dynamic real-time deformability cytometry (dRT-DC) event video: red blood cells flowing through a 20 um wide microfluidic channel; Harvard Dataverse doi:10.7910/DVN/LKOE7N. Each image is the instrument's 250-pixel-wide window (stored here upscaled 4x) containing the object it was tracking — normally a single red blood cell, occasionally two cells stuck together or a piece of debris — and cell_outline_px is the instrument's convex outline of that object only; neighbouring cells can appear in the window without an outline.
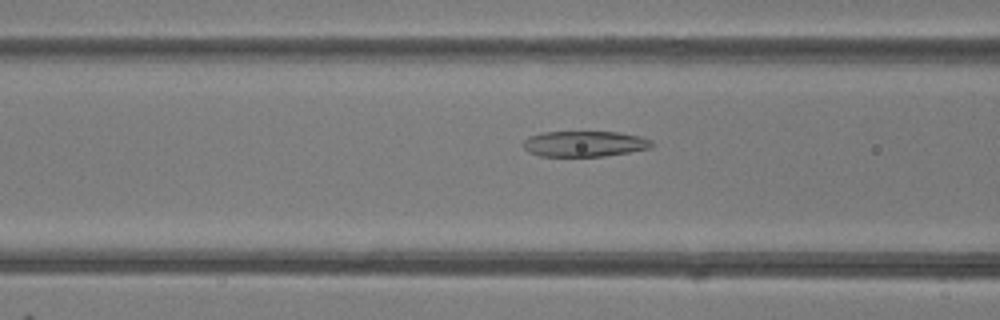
{"species": "common noctule bat (a hibernating species)", "species_latin": "Nyctalus noctula", "temperature_condition": "room temperature", "stored_images_in_passage": 48, "camera_frame_rate_fps": 3000, "um_per_image_px": 0.085, "animal": {"sex": "female"}, "frame": {"image": 1, "passage_image": 19, "time_ms": 6.0, "image_size_px": [1000, 320], "cell_outline_px": [[652, 144], [648, 148], [628, 152], [604, 156], [540, 156], [528, 152], [520, 144], [528, 136], [544, 132], [620, 132], [640, 136], [652, 140]], "centroid_in_image_um": [49.62, 12.22], "position_along_channel_um": 117.0, "area_um2": 19.25}}
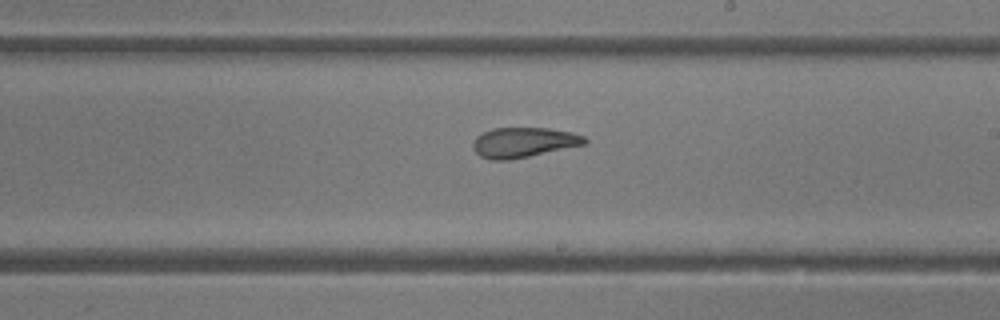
{"frame": {"image": 2, "passage_image": 28, "time_ms": 9.0, "image_size_px": [1000, 320], "cell_outline_px": [[588, 144], [508, 160], [492, 160], [480, 156], [472, 148], [472, 144], [476, 136], [492, 128], [548, 128], [572, 132], [584, 136], [588, 140]], "centroid_in_image_um": [44.52, 12.1], "position_along_channel_um": 244.5, "area_um2": 19.59}}
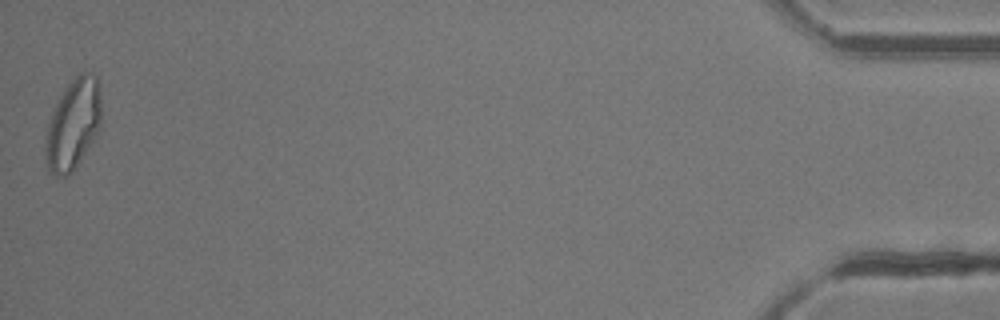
{"frame": {"image": 3, "passage_image": 48, "time_ms": 15.667, "image_size_px": [1000, 320], "cell_outline_px": [[100, 124], [92, 140], [80, 160], [64, 176], [56, 176], [48, 168], [44, 148], [44, 144], [48, 124], [52, 112], [60, 96], [68, 84], [80, 72], [92, 72], [96, 76], [100, 96]], "centroid_in_image_um": [6.19, 10.52], "position_along_channel_um": 429.0, "area_um2": 28.61}, "authors_computed_cell_mechanics": {"area_um2": 22.7443, "velocity_mm_per_s": 4.2572, "shape_relaxation_time_tau1_ms": 9.8313, "shape_relaxation_time_tau2_ms": 1.5873, "deformation_change_tau1": 0.2783, "deformation_change_tau2": 0.1007}}